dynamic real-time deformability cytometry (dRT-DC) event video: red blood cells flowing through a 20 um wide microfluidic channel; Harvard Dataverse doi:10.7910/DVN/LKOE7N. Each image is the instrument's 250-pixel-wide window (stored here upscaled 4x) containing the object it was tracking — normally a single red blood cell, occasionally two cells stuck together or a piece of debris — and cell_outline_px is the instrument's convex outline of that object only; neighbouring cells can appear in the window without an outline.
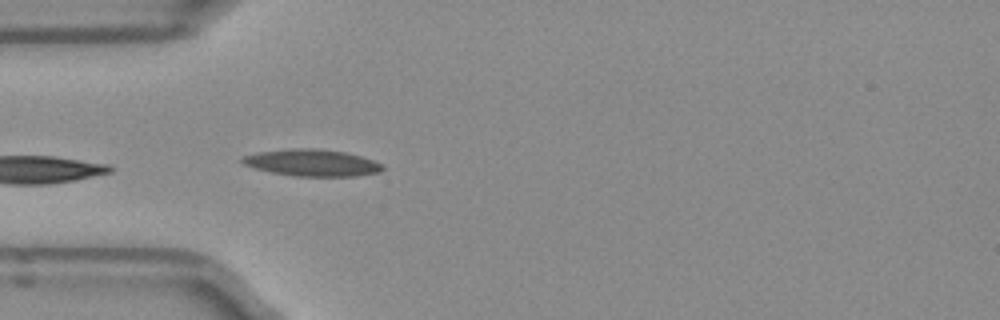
{"species": "Egyptian fruit bat (a non-hibernating species)", "species_latin": "Rousettus aegyptiacus", "temperature_condition": "room temperature", "stored_images_in_passage": 36, "camera_frame_rate_fps": 3000, "um_per_image_px": 0.085, "frame": {"image": 1, "passage_image": 1, "time_ms": 0.0, "image_size_px": [1000, 320], "cell_outline_px": [[384, 168], [380, 172], [352, 176], [296, 176], [272, 172], [256, 168], [244, 164], [240, 160], [240, 156], [256, 152], [292, 148], [312, 148], [344, 152], [360, 156], [384, 164]], "centroid_in_image_um": [26.5, 13.83], "position_along_channel_um": 58.5, "area_um2": 21.79}, "authors_computed_cell_mechanics": {"area_um2": 23.2067, "velocity_mm_per_s": 3.8985, "shape_relaxation_time_tau1_ms": 3.4049, "shape_relaxation_time_tau2_ms": null, "deformation_change_tau1": 0.1062, "deformation_change_tau2": null}}